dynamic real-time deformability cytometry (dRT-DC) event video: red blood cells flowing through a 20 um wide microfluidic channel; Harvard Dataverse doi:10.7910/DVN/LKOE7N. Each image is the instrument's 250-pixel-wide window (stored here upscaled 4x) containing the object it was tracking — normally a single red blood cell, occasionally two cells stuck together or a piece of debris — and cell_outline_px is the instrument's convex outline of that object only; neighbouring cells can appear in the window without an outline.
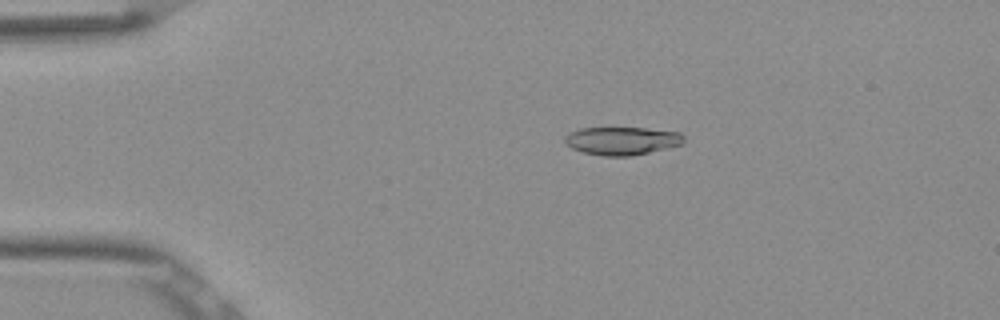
{"species": "Egyptian fruit bat (a non-hibernating species)", "species_latin": "Rousettus aegyptiacus", "temperature_condition": "room temperature", "stored_images_in_passage": 53, "camera_frame_rate_fps": 3000, "um_per_image_px": 0.085, "frame": {"image": 1, "passage_image": 11, "time_ms": 3.333, "image_size_px": [1000, 320], "cell_outline_px": [[684, 144], [632, 156], [604, 156], [584, 152], [572, 148], [564, 144], [564, 136], [580, 128], [644, 128], [680, 132], [684, 136]], "centroid_in_image_um": [52.88, 11.97], "position_along_channel_um": 32.1, "area_um2": 19.48}}
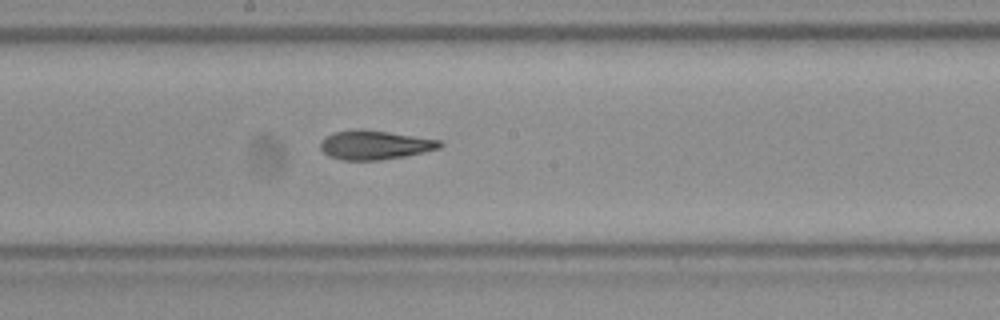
{"frame": {"image": 2, "passage_image": 29, "time_ms": 9.333, "image_size_px": [1000, 320], "cell_outline_px": [[444, 144], [440, 148], [424, 152], [404, 156], [376, 160], [344, 160], [328, 156], [320, 148], [320, 140], [324, 136], [332, 132], [356, 128], [360, 128], [388, 132], [440, 140]], "centroid_in_image_um": [31.8, 12.3], "position_along_channel_um": 216.4, "area_um2": 20.35}}
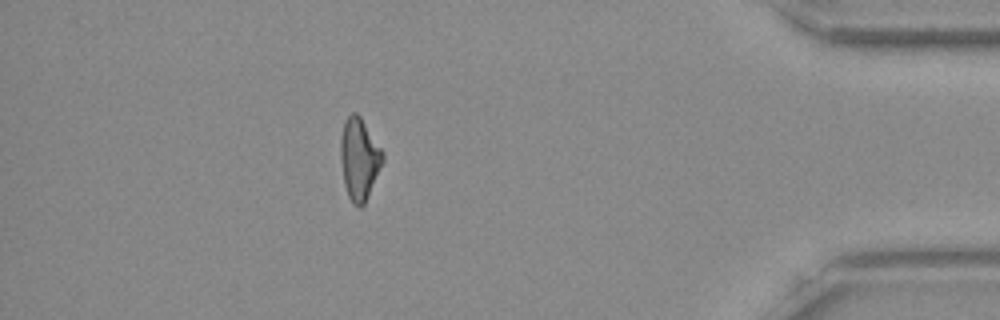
{"frame": {"image": 3, "passage_image": 47, "time_ms": 15.333, "image_size_px": [1000, 320], "cell_outline_px": [[384, 160], [368, 196], [364, 204], [360, 208], [352, 204], [348, 196], [344, 184], [340, 160], [340, 140], [344, 120], [352, 112], [356, 112], [360, 116], [384, 152]], "centroid_in_image_um": [30.53, 13.51], "position_along_channel_um": 404.7, "area_um2": 20.23}, "authors_computed_cell_mechanics": {"area_um2": 20.23, "velocity_mm_per_s": 3.8912, "shape_relaxation_time_tau1_ms": 9.4492, "shape_relaxation_time_tau2_ms": 4.0372, "deformation_change_tau1": 0.2, "deformation_change_tau2": 0.1148}}